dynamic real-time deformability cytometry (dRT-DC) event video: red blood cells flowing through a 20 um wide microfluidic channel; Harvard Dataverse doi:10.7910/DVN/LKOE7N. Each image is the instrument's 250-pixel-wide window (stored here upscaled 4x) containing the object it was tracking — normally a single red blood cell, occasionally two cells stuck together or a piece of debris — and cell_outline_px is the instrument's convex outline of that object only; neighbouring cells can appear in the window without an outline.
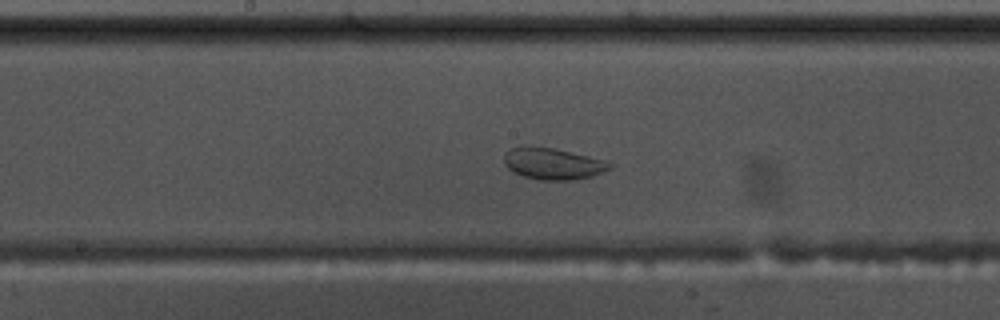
{"species": "common noctule bat (a hibernating species)", "species_latin": "Nyctalus noctula", "temperature_condition": "warm", "stored_images_in_passage": 45, "camera_frame_rate_fps": 3000, "um_per_image_px": 0.085, "animal": {"sex": "male", "body_mass_g": 17.5, "forearm_length_mm": 52.3}, "frame": {"image": 1, "passage_image": 18, "time_ms": 5.667, "image_size_px": [1000, 320], "cell_outline_px": [[616, 164], [612, 168], [592, 176], [572, 180], [540, 180], [524, 176], [512, 172], [504, 164], [504, 156], [512, 148], [528, 144], [556, 148], [604, 160]], "centroid_in_image_um": [47.0, 13.9], "position_along_channel_um": 201.2, "area_um2": 19.71}}
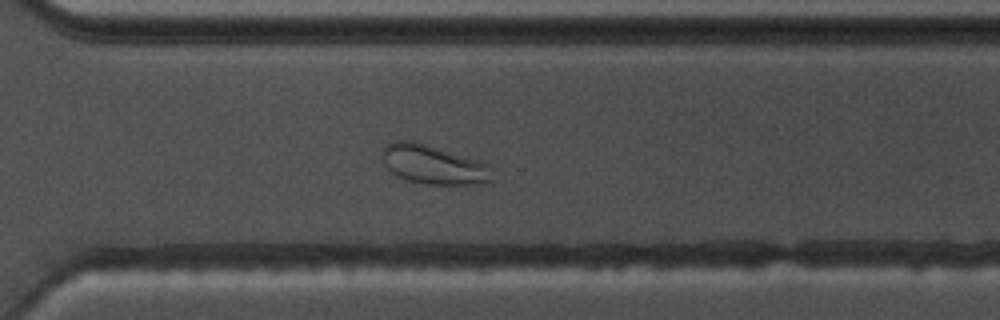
{"frame": {"image": 2, "passage_image": 29, "time_ms": 9.333, "image_size_px": [1000, 320], "cell_outline_px": [[492, 184], [428, 184], [408, 180], [392, 172], [384, 164], [380, 156], [380, 152], [388, 144], [396, 140], [412, 140], [428, 144], [484, 160], [488, 164], [492, 180]], "centroid_in_image_um": [36.88, 13.97], "position_along_channel_um": 333.7, "area_um2": 25.55}}
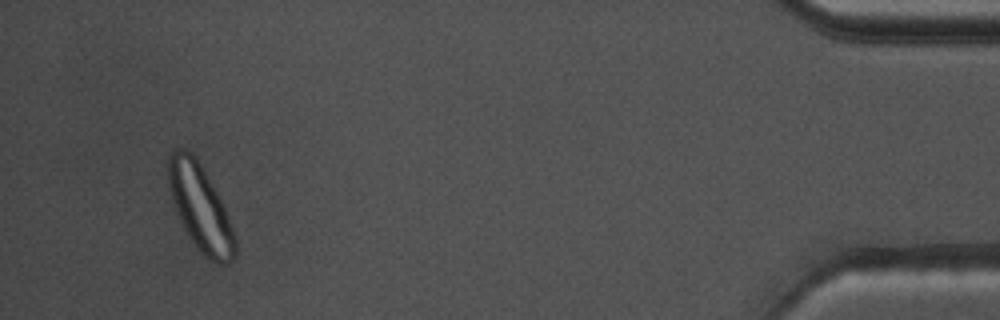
{"frame": {"image": 3, "passage_image": 42, "time_ms": 13.667, "image_size_px": [1000, 320], "cell_outline_px": [[236, 256], [228, 264], [216, 264], [204, 256], [196, 248], [188, 236], [176, 212], [172, 200], [168, 184], [168, 152], [176, 148], [184, 148], [192, 152], [196, 156], [216, 192], [224, 208], [232, 228], [236, 240]], "centroid_in_image_um": [17.0, 17.66], "position_along_channel_um": 418.2, "area_um2": 33.52}}